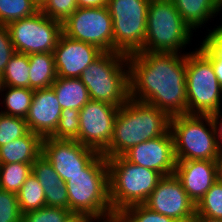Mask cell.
<instances>
[{
    "label": "cell",
    "instance_id": "obj_29",
    "mask_svg": "<svg viewBox=\"0 0 222 222\" xmlns=\"http://www.w3.org/2000/svg\"><path fill=\"white\" fill-rule=\"evenodd\" d=\"M40 10L37 0H0V24L34 15Z\"/></svg>",
    "mask_w": 222,
    "mask_h": 222
},
{
    "label": "cell",
    "instance_id": "obj_3",
    "mask_svg": "<svg viewBox=\"0 0 222 222\" xmlns=\"http://www.w3.org/2000/svg\"><path fill=\"white\" fill-rule=\"evenodd\" d=\"M66 183L69 211L92 218L114 215L109 199L107 159L99 153L83 170Z\"/></svg>",
    "mask_w": 222,
    "mask_h": 222
},
{
    "label": "cell",
    "instance_id": "obj_31",
    "mask_svg": "<svg viewBox=\"0 0 222 222\" xmlns=\"http://www.w3.org/2000/svg\"><path fill=\"white\" fill-rule=\"evenodd\" d=\"M77 109H62L55 132L50 138L57 140H76L79 137L80 120Z\"/></svg>",
    "mask_w": 222,
    "mask_h": 222
},
{
    "label": "cell",
    "instance_id": "obj_9",
    "mask_svg": "<svg viewBox=\"0 0 222 222\" xmlns=\"http://www.w3.org/2000/svg\"><path fill=\"white\" fill-rule=\"evenodd\" d=\"M150 0H109L113 23V52L131 55L143 51Z\"/></svg>",
    "mask_w": 222,
    "mask_h": 222
},
{
    "label": "cell",
    "instance_id": "obj_15",
    "mask_svg": "<svg viewBox=\"0 0 222 222\" xmlns=\"http://www.w3.org/2000/svg\"><path fill=\"white\" fill-rule=\"evenodd\" d=\"M122 156L133 164L152 169L163 176L175 173L176 158L171 130L162 136L139 143Z\"/></svg>",
    "mask_w": 222,
    "mask_h": 222
},
{
    "label": "cell",
    "instance_id": "obj_19",
    "mask_svg": "<svg viewBox=\"0 0 222 222\" xmlns=\"http://www.w3.org/2000/svg\"><path fill=\"white\" fill-rule=\"evenodd\" d=\"M178 10L179 14L183 18L184 22L191 28L193 32H200L206 27V33L213 29L222 26V21L214 26L207 27L209 22L211 23L214 18L220 14L222 9L220 8L216 0H171ZM213 27V28H211ZM210 28V29H209ZM197 30V31H196Z\"/></svg>",
    "mask_w": 222,
    "mask_h": 222
},
{
    "label": "cell",
    "instance_id": "obj_17",
    "mask_svg": "<svg viewBox=\"0 0 222 222\" xmlns=\"http://www.w3.org/2000/svg\"><path fill=\"white\" fill-rule=\"evenodd\" d=\"M62 108L52 87L34 90L25 118L29 131L42 139L50 137L58 125Z\"/></svg>",
    "mask_w": 222,
    "mask_h": 222
},
{
    "label": "cell",
    "instance_id": "obj_32",
    "mask_svg": "<svg viewBox=\"0 0 222 222\" xmlns=\"http://www.w3.org/2000/svg\"><path fill=\"white\" fill-rule=\"evenodd\" d=\"M29 132L24 118L0 112V146L21 138Z\"/></svg>",
    "mask_w": 222,
    "mask_h": 222
},
{
    "label": "cell",
    "instance_id": "obj_1",
    "mask_svg": "<svg viewBox=\"0 0 222 222\" xmlns=\"http://www.w3.org/2000/svg\"><path fill=\"white\" fill-rule=\"evenodd\" d=\"M130 98L170 117L187 114L186 54L140 51L128 55Z\"/></svg>",
    "mask_w": 222,
    "mask_h": 222
},
{
    "label": "cell",
    "instance_id": "obj_38",
    "mask_svg": "<svg viewBox=\"0 0 222 222\" xmlns=\"http://www.w3.org/2000/svg\"><path fill=\"white\" fill-rule=\"evenodd\" d=\"M212 119L215 133L220 145V151H222V109L217 112H213L209 115Z\"/></svg>",
    "mask_w": 222,
    "mask_h": 222
},
{
    "label": "cell",
    "instance_id": "obj_16",
    "mask_svg": "<svg viewBox=\"0 0 222 222\" xmlns=\"http://www.w3.org/2000/svg\"><path fill=\"white\" fill-rule=\"evenodd\" d=\"M102 53L95 45L71 39L62 33L53 51L57 77L79 78Z\"/></svg>",
    "mask_w": 222,
    "mask_h": 222
},
{
    "label": "cell",
    "instance_id": "obj_2",
    "mask_svg": "<svg viewBox=\"0 0 222 222\" xmlns=\"http://www.w3.org/2000/svg\"><path fill=\"white\" fill-rule=\"evenodd\" d=\"M170 119L163 110L129 98L118 110L112 138L103 156L106 159L122 156L139 143L166 134Z\"/></svg>",
    "mask_w": 222,
    "mask_h": 222
},
{
    "label": "cell",
    "instance_id": "obj_27",
    "mask_svg": "<svg viewBox=\"0 0 222 222\" xmlns=\"http://www.w3.org/2000/svg\"><path fill=\"white\" fill-rule=\"evenodd\" d=\"M203 34L206 36H200L198 49L212 62L218 82L222 86V26Z\"/></svg>",
    "mask_w": 222,
    "mask_h": 222
},
{
    "label": "cell",
    "instance_id": "obj_7",
    "mask_svg": "<svg viewBox=\"0 0 222 222\" xmlns=\"http://www.w3.org/2000/svg\"><path fill=\"white\" fill-rule=\"evenodd\" d=\"M170 130L174 139L176 161H216L220 145L209 115L182 114L172 116Z\"/></svg>",
    "mask_w": 222,
    "mask_h": 222
},
{
    "label": "cell",
    "instance_id": "obj_21",
    "mask_svg": "<svg viewBox=\"0 0 222 222\" xmlns=\"http://www.w3.org/2000/svg\"><path fill=\"white\" fill-rule=\"evenodd\" d=\"M42 154V138L31 131L21 138L0 146V164H33Z\"/></svg>",
    "mask_w": 222,
    "mask_h": 222
},
{
    "label": "cell",
    "instance_id": "obj_14",
    "mask_svg": "<svg viewBox=\"0 0 222 222\" xmlns=\"http://www.w3.org/2000/svg\"><path fill=\"white\" fill-rule=\"evenodd\" d=\"M144 205L178 222H190L196 214V205L187 195L175 174L164 176Z\"/></svg>",
    "mask_w": 222,
    "mask_h": 222
},
{
    "label": "cell",
    "instance_id": "obj_22",
    "mask_svg": "<svg viewBox=\"0 0 222 222\" xmlns=\"http://www.w3.org/2000/svg\"><path fill=\"white\" fill-rule=\"evenodd\" d=\"M51 87L62 109L80 110L91 100L88 89L80 78L57 77Z\"/></svg>",
    "mask_w": 222,
    "mask_h": 222
},
{
    "label": "cell",
    "instance_id": "obj_37",
    "mask_svg": "<svg viewBox=\"0 0 222 222\" xmlns=\"http://www.w3.org/2000/svg\"><path fill=\"white\" fill-rule=\"evenodd\" d=\"M15 53L7 26L5 24H0V77Z\"/></svg>",
    "mask_w": 222,
    "mask_h": 222
},
{
    "label": "cell",
    "instance_id": "obj_23",
    "mask_svg": "<svg viewBox=\"0 0 222 222\" xmlns=\"http://www.w3.org/2000/svg\"><path fill=\"white\" fill-rule=\"evenodd\" d=\"M28 58L29 88L36 90L51 87L57 78L53 53H32Z\"/></svg>",
    "mask_w": 222,
    "mask_h": 222
},
{
    "label": "cell",
    "instance_id": "obj_42",
    "mask_svg": "<svg viewBox=\"0 0 222 222\" xmlns=\"http://www.w3.org/2000/svg\"><path fill=\"white\" fill-rule=\"evenodd\" d=\"M216 164L218 181L222 182V151H219V154L216 158Z\"/></svg>",
    "mask_w": 222,
    "mask_h": 222
},
{
    "label": "cell",
    "instance_id": "obj_4",
    "mask_svg": "<svg viewBox=\"0 0 222 222\" xmlns=\"http://www.w3.org/2000/svg\"><path fill=\"white\" fill-rule=\"evenodd\" d=\"M193 34L171 0H150L143 51L189 53Z\"/></svg>",
    "mask_w": 222,
    "mask_h": 222
},
{
    "label": "cell",
    "instance_id": "obj_5",
    "mask_svg": "<svg viewBox=\"0 0 222 222\" xmlns=\"http://www.w3.org/2000/svg\"><path fill=\"white\" fill-rule=\"evenodd\" d=\"M91 100L121 107L130 98L128 56L103 52L79 77Z\"/></svg>",
    "mask_w": 222,
    "mask_h": 222
},
{
    "label": "cell",
    "instance_id": "obj_13",
    "mask_svg": "<svg viewBox=\"0 0 222 222\" xmlns=\"http://www.w3.org/2000/svg\"><path fill=\"white\" fill-rule=\"evenodd\" d=\"M98 154L96 150L77 140H57L50 137L42 139V155L51 163L64 183L81 173Z\"/></svg>",
    "mask_w": 222,
    "mask_h": 222
},
{
    "label": "cell",
    "instance_id": "obj_41",
    "mask_svg": "<svg viewBox=\"0 0 222 222\" xmlns=\"http://www.w3.org/2000/svg\"><path fill=\"white\" fill-rule=\"evenodd\" d=\"M91 222H124L119 214H114L105 218H95Z\"/></svg>",
    "mask_w": 222,
    "mask_h": 222
},
{
    "label": "cell",
    "instance_id": "obj_20",
    "mask_svg": "<svg viewBox=\"0 0 222 222\" xmlns=\"http://www.w3.org/2000/svg\"><path fill=\"white\" fill-rule=\"evenodd\" d=\"M32 174L44 189L46 206L69 210L66 183L42 154L32 164Z\"/></svg>",
    "mask_w": 222,
    "mask_h": 222
},
{
    "label": "cell",
    "instance_id": "obj_44",
    "mask_svg": "<svg viewBox=\"0 0 222 222\" xmlns=\"http://www.w3.org/2000/svg\"><path fill=\"white\" fill-rule=\"evenodd\" d=\"M220 6V8L222 9V0H216Z\"/></svg>",
    "mask_w": 222,
    "mask_h": 222
},
{
    "label": "cell",
    "instance_id": "obj_12",
    "mask_svg": "<svg viewBox=\"0 0 222 222\" xmlns=\"http://www.w3.org/2000/svg\"><path fill=\"white\" fill-rule=\"evenodd\" d=\"M119 107L90 100L79 112L80 129L76 139L86 147L103 154L112 138Z\"/></svg>",
    "mask_w": 222,
    "mask_h": 222
},
{
    "label": "cell",
    "instance_id": "obj_18",
    "mask_svg": "<svg viewBox=\"0 0 222 222\" xmlns=\"http://www.w3.org/2000/svg\"><path fill=\"white\" fill-rule=\"evenodd\" d=\"M174 174L195 205L218 180L217 164L213 160L176 161Z\"/></svg>",
    "mask_w": 222,
    "mask_h": 222
},
{
    "label": "cell",
    "instance_id": "obj_10",
    "mask_svg": "<svg viewBox=\"0 0 222 222\" xmlns=\"http://www.w3.org/2000/svg\"><path fill=\"white\" fill-rule=\"evenodd\" d=\"M15 52L22 54L53 53L62 32V22L41 10L7 25Z\"/></svg>",
    "mask_w": 222,
    "mask_h": 222
},
{
    "label": "cell",
    "instance_id": "obj_24",
    "mask_svg": "<svg viewBox=\"0 0 222 222\" xmlns=\"http://www.w3.org/2000/svg\"><path fill=\"white\" fill-rule=\"evenodd\" d=\"M33 93L34 90L30 88L2 86L0 91V112L25 119L31 105Z\"/></svg>",
    "mask_w": 222,
    "mask_h": 222
},
{
    "label": "cell",
    "instance_id": "obj_45",
    "mask_svg": "<svg viewBox=\"0 0 222 222\" xmlns=\"http://www.w3.org/2000/svg\"><path fill=\"white\" fill-rule=\"evenodd\" d=\"M1 87H2V84H1V78H0V91H1Z\"/></svg>",
    "mask_w": 222,
    "mask_h": 222
},
{
    "label": "cell",
    "instance_id": "obj_26",
    "mask_svg": "<svg viewBox=\"0 0 222 222\" xmlns=\"http://www.w3.org/2000/svg\"><path fill=\"white\" fill-rule=\"evenodd\" d=\"M17 199L22 214L46 206L44 189L32 173L26 178L18 191Z\"/></svg>",
    "mask_w": 222,
    "mask_h": 222
},
{
    "label": "cell",
    "instance_id": "obj_25",
    "mask_svg": "<svg viewBox=\"0 0 222 222\" xmlns=\"http://www.w3.org/2000/svg\"><path fill=\"white\" fill-rule=\"evenodd\" d=\"M29 58L27 54L15 53L2 74V86L29 88Z\"/></svg>",
    "mask_w": 222,
    "mask_h": 222
},
{
    "label": "cell",
    "instance_id": "obj_34",
    "mask_svg": "<svg viewBox=\"0 0 222 222\" xmlns=\"http://www.w3.org/2000/svg\"><path fill=\"white\" fill-rule=\"evenodd\" d=\"M77 0H43L40 2V10L48 17L65 21L76 9Z\"/></svg>",
    "mask_w": 222,
    "mask_h": 222
},
{
    "label": "cell",
    "instance_id": "obj_40",
    "mask_svg": "<svg viewBox=\"0 0 222 222\" xmlns=\"http://www.w3.org/2000/svg\"><path fill=\"white\" fill-rule=\"evenodd\" d=\"M109 0H77L79 8L86 7H105L108 5Z\"/></svg>",
    "mask_w": 222,
    "mask_h": 222
},
{
    "label": "cell",
    "instance_id": "obj_35",
    "mask_svg": "<svg viewBox=\"0 0 222 222\" xmlns=\"http://www.w3.org/2000/svg\"><path fill=\"white\" fill-rule=\"evenodd\" d=\"M17 194L0 188V222H21Z\"/></svg>",
    "mask_w": 222,
    "mask_h": 222
},
{
    "label": "cell",
    "instance_id": "obj_30",
    "mask_svg": "<svg viewBox=\"0 0 222 222\" xmlns=\"http://www.w3.org/2000/svg\"><path fill=\"white\" fill-rule=\"evenodd\" d=\"M196 214L222 220V182L216 181L196 205Z\"/></svg>",
    "mask_w": 222,
    "mask_h": 222
},
{
    "label": "cell",
    "instance_id": "obj_6",
    "mask_svg": "<svg viewBox=\"0 0 222 222\" xmlns=\"http://www.w3.org/2000/svg\"><path fill=\"white\" fill-rule=\"evenodd\" d=\"M109 169V199L114 214L126 207L144 204L158 182L161 173L127 161L123 156L107 159Z\"/></svg>",
    "mask_w": 222,
    "mask_h": 222
},
{
    "label": "cell",
    "instance_id": "obj_11",
    "mask_svg": "<svg viewBox=\"0 0 222 222\" xmlns=\"http://www.w3.org/2000/svg\"><path fill=\"white\" fill-rule=\"evenodd\" d=\"M67 37L113 52V23L107 6L77 8L62 22Z\"/></svg>",
    "mask_w": 222,
    "mask_h": 222
},
{
    "label": "cell",
    "instance_id": "obj_43",
    "mask_svg": "<svg viewBox=\"0 0 222 222\" xmlns=\"http://www.w3.org/2000/svg\"><path fill=\"white\" fill-rule=\"evenodd\" d=\"M190 222H222L219 219H212L205 216H200L198 214L194 215V218Z\"/></svg>",
    "mask_w": 222,
    "mask_h": 222
},
{
    "label": "cell",
    "instance_id": "obj_8",
    "mask_svg": "<svg viewBox=\"0 0 222 222\" xmlns=\"http://www.w3.org/2000/svg\"><path fill=\"white\" fill-rule=\"evenodd\" d=\"M196 47L186 53L187 114L210 115L222 108V86L212 62Z\"/></svg>",
    "mask_w": 222,
    "mask_h": 222
},
{
    "label": "cell",
    "instance_id": "obj_36",
    "mask_svg": "<svg viewBox=\"0 0 222 222\" xmlns=\"http://www.w3.org/2000/svg\"><path fill=\"white\" fill-rule=\"evenodd\" d=\"M69 213L68 209L45 206L22 214L21 222H62Z\"/></svg>",
    "mask_w": 222,
    "mask_h": 222
},
{
    "label": "cell",
    "instance_id": "obj_28",
    "mask_svg": "<svg viewBox=\"0 0 222 222\" xmlns=\"http://www.w3.org/2000/svg\"><path fill=\"white\" fill-rule=\"evenodd\" d=\"M31 173L32 164H0V188L17 194Z\"/></svg>",
    "mask_w": 222,
    "mask_h": 222
},
{
    "label": "cell",
    "instance_id": "obj_39",
    "mask_svg": "<svg viewBox=\"0 0 222 222\" xmlns=\"http://www.w3.org/2000/svg\"><path fill=\"white\" fill-rule=\"evenodd\" d=\"M93 219L86 214L70 212L62 222H91Z\"/></svg>",
    "mask_w": 222,
    "mask_h": 222
},
{
    "label": "cell",
    "instance_id": "obj_33",
    "mask_svg": "<svg viewBox=\"0 0 222 222\" xmlns=\"http://www.w3.org/2000/svg\"><path fill=\"white\" fill-rule=\"evenodd\" d=\"M118 214L124 222H178L171 217L150 210L144 204L126 207Z\"/></svg>",
    "mask_w": 222,
    "mask_h": 222
}]
</instances>
